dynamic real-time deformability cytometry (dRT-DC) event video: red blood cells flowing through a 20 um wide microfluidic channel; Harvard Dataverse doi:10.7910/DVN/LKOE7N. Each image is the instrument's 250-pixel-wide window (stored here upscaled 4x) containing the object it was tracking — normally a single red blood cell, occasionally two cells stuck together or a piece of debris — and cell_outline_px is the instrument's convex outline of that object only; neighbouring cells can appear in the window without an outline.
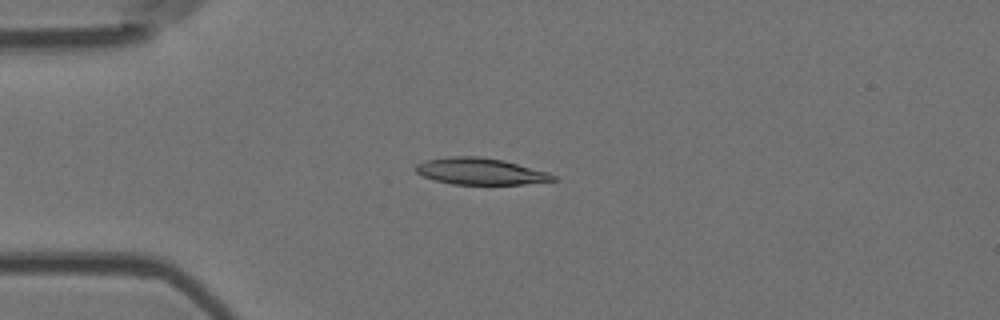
{"species": "Egyptian fruit bat (a non-hibernating species)", "species_latin": "Rousettus aegyptiacus", "temperature_condition": "room temperature", "stored_images_in_passage": 7, "camera_frame_rate_fps": 3000, "um_per_image_px": 0.085, "animal": {"sex": "female"}, "frame": {"image": 1, "passage_image": 1, "time_ms": 0.0, "image_size_px": [1000, 320], "cell_outline_px": [[556, 180], [524, 184], [452, 184], [432, 180], [416, 172], [412, 168], [416, 164], [424, 160], [448, 156], [480, 156], [504, 160], [548, 172], [556, 176]], "centroid_in_image_um": [40.78, 14.55], "position_along_channel_um": 44.2, "area_um2": 21.5}}
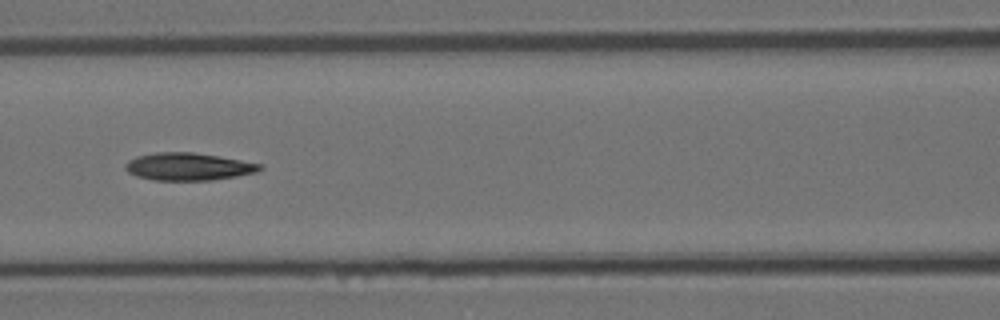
{"frame": {"image": 2, "passage_image": 4, "time_ms": 1.0, "image_size_px": [1000, 320], "cell_outline_px": [[264, 168], [256, 172], [236, 176], [212, 180], [152, 180], [136, 176], [128, 172], [124, 168], [124, 164], [128, 160], [136, 156], [156, 152], [192, 152], [264, 164]], "centroid_in_image_um": [15.98, 14.16], "position_along_channel_um": 150.6, "area_um2": 21.62}}
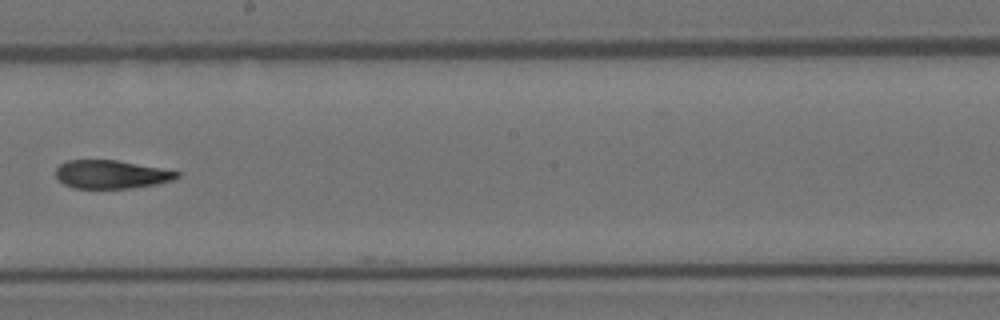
{"frame": {"image": 3, "passage_image": 6, "time_ms": 1.667, "image_size_px": [1000, 320], "cell_outline_px": [[180, 176], [172, 180], [156, 184], [132, 188], [72, 188], [64, 184], [56, 176], [56, 168], [60, 164], [68, 160], [116, 160], [160, 168], [180, 172]], "centroid_in_image_um": [9.44, 14.82], "position_along_channel_um": 238.8, "area_um2": 19.88}}